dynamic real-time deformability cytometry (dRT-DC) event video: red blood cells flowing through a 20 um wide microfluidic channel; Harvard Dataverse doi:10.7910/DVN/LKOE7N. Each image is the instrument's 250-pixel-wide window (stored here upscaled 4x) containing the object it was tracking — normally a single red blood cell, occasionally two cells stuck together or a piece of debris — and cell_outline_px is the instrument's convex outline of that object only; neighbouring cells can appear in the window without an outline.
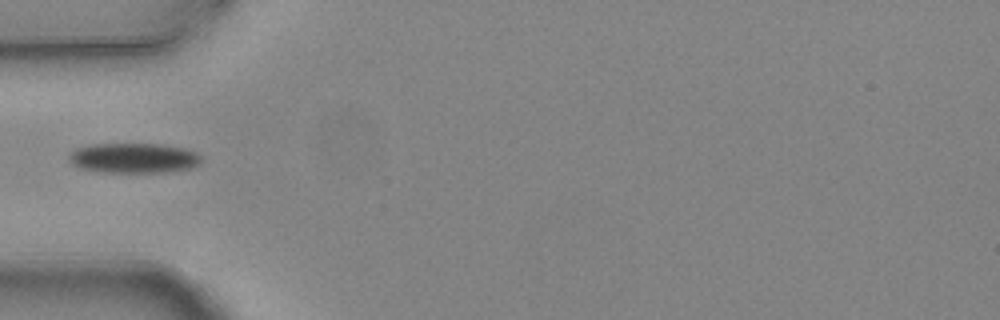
{"species": "common noctule bat (a hibernating species)", "species_latin": "Nyctalus noctula", "temperature_condition": "warm", "stored_images_in_passage": 1, "camera_frame_rate_fps": 3000, "um_per_image_px": 0.085, "animal": {"sex": "female", "body_mass_g": 24.6, "forearm_length_mm": 56.2}, "frame": {"image": 1, "passage_image": 1, "time_ms": 0.0, "image_size_px": [1000, 320], "cell_outline_px": [[200, 164], [192, 168], [168, 172], [104, 172], [80, 168], [72, 164], [68, 160], [68, 152], [76, 148], [92, 144], [160, 144], [184, 148], [196, 152], [200, 156]], "centroid_in_image_um": [11.34, 13.43], "position_along_channel_um": 73.7, "area_um2": 23.29}}